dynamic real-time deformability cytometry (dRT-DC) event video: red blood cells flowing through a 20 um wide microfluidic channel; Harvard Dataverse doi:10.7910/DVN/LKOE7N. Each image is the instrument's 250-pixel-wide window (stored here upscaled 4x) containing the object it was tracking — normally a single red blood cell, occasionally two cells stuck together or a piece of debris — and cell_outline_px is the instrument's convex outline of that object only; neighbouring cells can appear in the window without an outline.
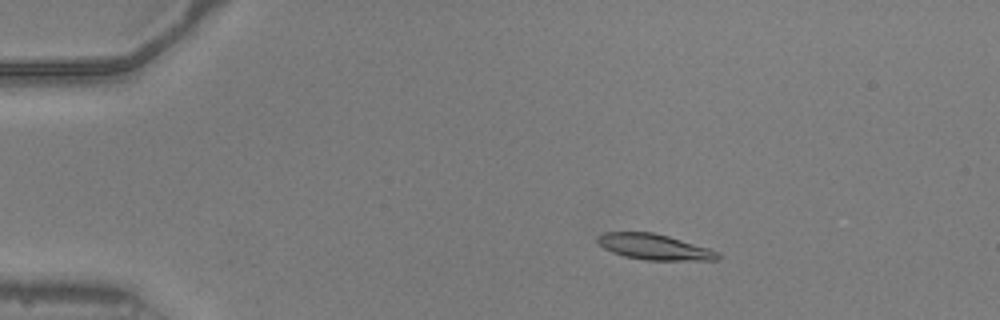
{"species": "common noctule bat (a hibernating species)", "species_latin": "Nyctalus noctula", "temperature_condition": "warm", "stored_images_in_passage": 51, "camera_frame_rate_fps": 3000, "um_per_image_px": 0.085, "animal": {"sex": "male", "body_mass_g": 20.5, "forearm_length_mm": 52.5}, "frame": {"image": 1, "passage_image": 9, "time_ms": 2.667, "image_size_px": [1000, 320], "cell_outline_px": [[720, 260], [644, 260], [624, 256], [612, 252], [604, 248], [596, 240], [596, 236], [604, 232], [652, 232], [668, 236], [708, 248], [720, 252]], "centroid_in_image_um": [55.61, 20.99], "position_along_channel_um": 29.4, "area_um2": 17.98}}
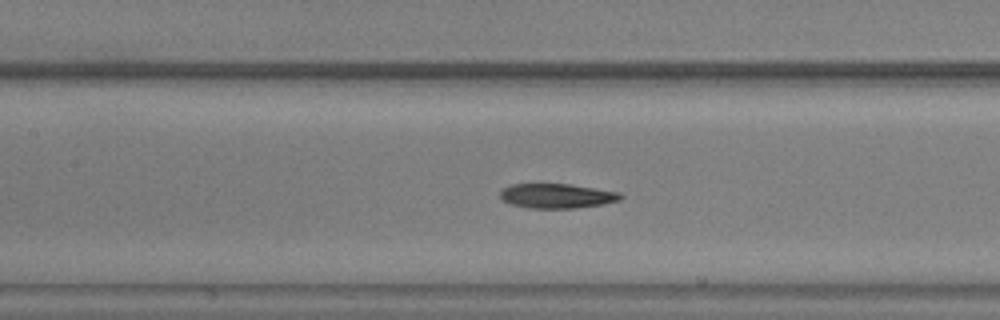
{"frame": {"image": 2, "passage_image": 24, "time_ms": 7.667, "image_size_px": [1000, 320], "cell_outline_px": [[624, 196], [620, 200], [604, 204], [572, 208], [528, 208], [512, 204], [500, 200], [500, 192], [504, 188], [512, 184], [572, 184], [620, 192]], "centroid_in_image_um": [47.35, 16.65], "position_along_channel_um": 160.1, "area_um2": 17.34}}
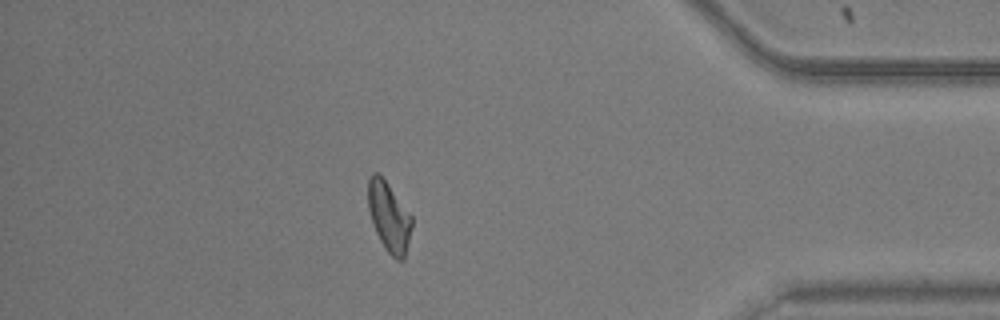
{"frame": {"image": 3, "passage_image": 45, "time_ms": 14.667, "image_size_px": [1000, 320], "cell_outline_px": [[412, 228], [404, 260], [396, 260], [384, 248], [376, 232], [368, 208], [368, 180], [372, 172], [376, 172], [388, 184], [412, 216]], "centroid_in_image_um": [33.07, 18.45], "position_along_channel_um": 402.1, "area_um2": 17.57}, "authors_computed_cell_mechanics": {"area_um2": 17.7446, "velocity_mm_per_s": 3.951, "shape_relaxation_time_tau1_ms": 8.4521, "shape_relaxation_time_tau2_ms": 6.5871, "deformation_change_tau1": 0.2218, "deformation_change_tau2": 0.1559}}